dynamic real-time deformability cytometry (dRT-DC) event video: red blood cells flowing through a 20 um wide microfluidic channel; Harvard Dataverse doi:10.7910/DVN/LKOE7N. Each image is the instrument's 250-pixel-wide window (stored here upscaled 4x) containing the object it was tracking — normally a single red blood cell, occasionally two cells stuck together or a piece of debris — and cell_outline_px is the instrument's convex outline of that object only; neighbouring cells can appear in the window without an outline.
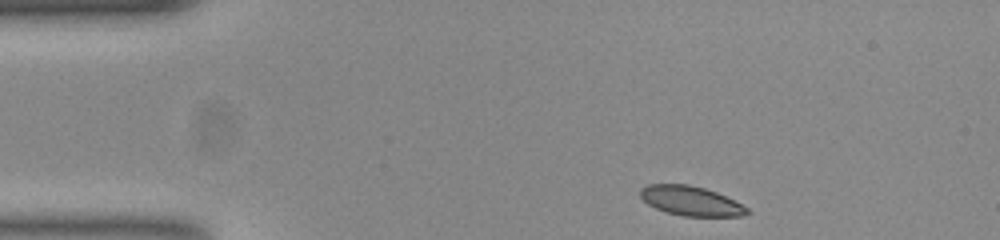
{"species": "common noctule bat (a hibernating species)", "species_latin": "Nyctalus noctula", "temperature_condition": "room temperature", "stored_images_in_passage": 46, "camera_frame_rate_fps": 3000, "um_per_image_px": 0.085, "animal": {"sex": "female", "body_mass_g": 23.0, "forearm_length_mm": 53.4}, "frame": {"image": 1, "passage_image": 1, "time_ms": 0.0, "image_size_px": [1000, 240], "cell_outline_px": [[752, 212], [740, 216], [684, 216], [668, 212], [656, 208], [648, 204], [640, 196], [640, 188], [648, 184], [688, 184], [704, 188], [716, 192], [748, 208]], "centroid_in_image_um": [58.7, 17.07], "position_along_channel_um": 26.3, "area_um2": 18.15}}
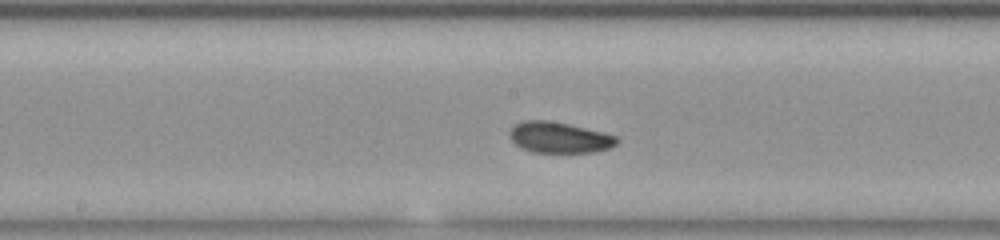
{"frame": {"image": 2, "passage_image": 20, "time_ms": 6.333, "image_size_px": [1000, 240], "cell_outline_px": [[620, 140], [616, 144], [608, 148], [596, 152], [532, 152], [520, 148], [508, 136], [508, 132], [516, 124], [524, 120], [548, 120], [568, 124], [616, 136]], "centroid_in_image_um": [47.5, 11.69], "position_along_channel_um": 200.7, "area_um2": 19.19}}
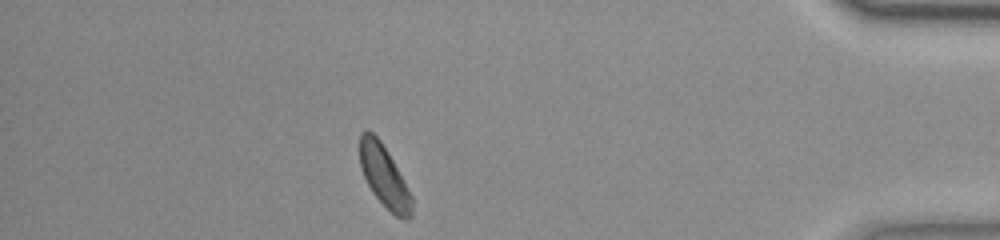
{"frame": {"image": 3, "passage_image": 40, "time_ms": 13.0, "image_size_px": [1000, 240], "cell_outline_px": [[412, 216], [408, 220], [404, 220], [396, 216], [372, 192], [360, 168], [360, 132], [368, 128], [380, 140], [388, 152], [412, 196]], "centroid_in_image_um": [32.65, 14.96], "position_along_channel_um": 402.6, "area_um2": 18.5}, "authors_computed_cell_mechanics": {"area_um2": 19.1896, "velocity_mm_per_s": 3.7419, "shape_relaxation_time_tau1_ms": 11.2806, "shape_relaxation_time_tau2_ms": 6.7199, "deformation_change_tau1": 0.19, "deformation_change_tau2": 0.0995}}